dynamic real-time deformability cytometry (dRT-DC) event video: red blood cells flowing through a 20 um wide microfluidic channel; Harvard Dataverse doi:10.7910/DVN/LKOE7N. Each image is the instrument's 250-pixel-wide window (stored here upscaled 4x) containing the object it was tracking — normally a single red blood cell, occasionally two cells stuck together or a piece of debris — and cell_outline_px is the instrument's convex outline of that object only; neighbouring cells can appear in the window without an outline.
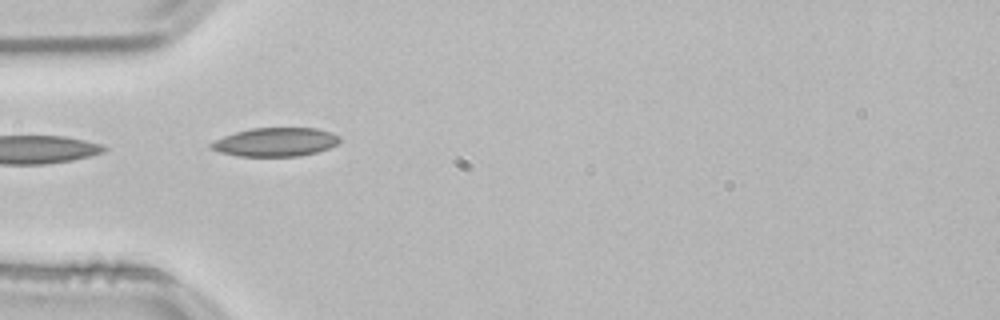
{"species": "common noctule bat (a hibernating species)", "species_latin": "Nyctalus noctula", "temperature_condition": "room temperature", "stored_images_in_passage": 4, "camera_frame_rate_fps": 3000, "um_per_image_px": 0.085, "animal": {"sex": "male", "body_mass_g": 21.5, "forearm_length_mm": 52.0}, "frame": {"image": 1, "passage_image": 1, "time_ms": 0.0, "image_size_px": [1000, 320], "cell_outline_px": [[340, 140], [336, 144], [328, 148], [316, 152], [300, 156], [240, 156], [220, 152], [208, 148], [208, 144], [224, 136], [236, 132], [252, 128], [316, 128], [332, 132], [340, 136]], "centroid_in_image_um": [23.41, 12.07], "position_along_channel_um": 61.6, "area_um2": 21.44}}